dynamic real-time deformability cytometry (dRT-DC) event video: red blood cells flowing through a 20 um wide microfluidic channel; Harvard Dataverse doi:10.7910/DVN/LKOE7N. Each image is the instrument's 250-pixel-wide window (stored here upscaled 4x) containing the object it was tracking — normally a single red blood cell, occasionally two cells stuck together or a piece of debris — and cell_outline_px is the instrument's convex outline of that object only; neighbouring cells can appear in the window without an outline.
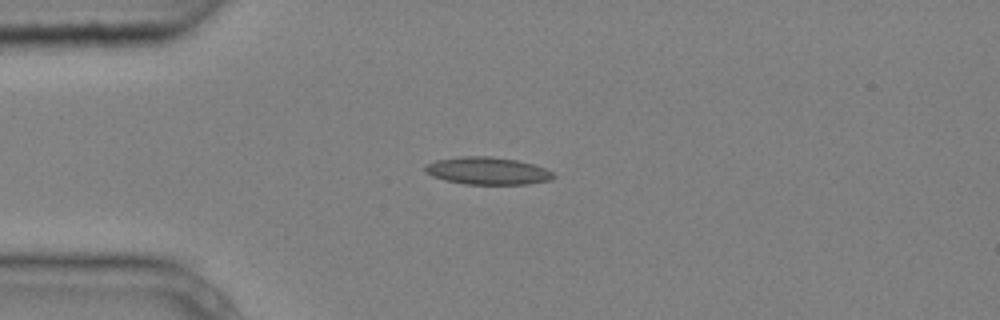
{"species": "common noctule bat (a hibernating species)", "species_latin": "Nyctalus noctula", "temperature_condition": "cold", "stored_images_in_passage": 4, "camera_frame_rate_fps": 3000, "um_per_image_px": 0.085, "animal": {"sex": "male", "body_mass_g": 20.4}, "frame": {"image": 1, "passage_image": 2, "time_ms": 0.333, "image_size_px": [1000, 320], "cell_outline_px": [[556, 176], [552, 180], [528, 184], [464, 184], [444, 180], [432, 176], [424, 168], [424, 164], [436, 160], [460, 156], [492, 156], [516, 160], [532, 164], [544, 168], [552, 172]], "centroid_in_image_um": [41.43, 14.52], "position_along_channel_um": 43.6, "area_um2": 20.58}}
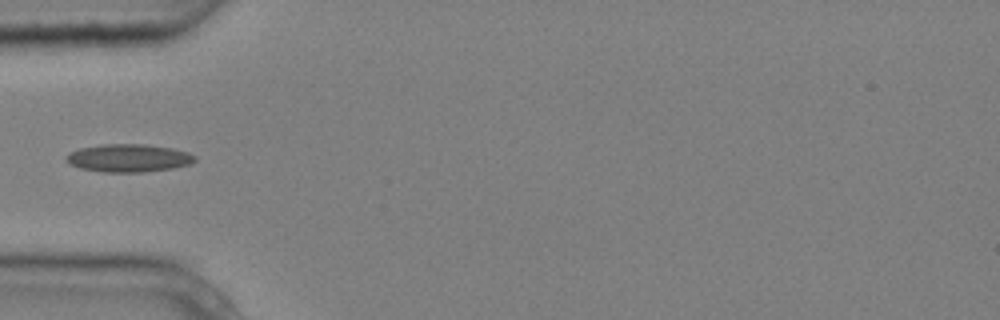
{"frame": {"image": 2, "passage_image": 3, "time_ms": 0.667, "image_size_px": [1000, 320], "cell_outline_px": [[196, 160], [188, 164], [172, 168], [144, 172], [104, 172], [80, 168], [72, 164], [64, 156], [68, 152], [80, 148], [100, 144], [144, 144], [172, 148], [188, 152], [196, 156]], "centroid_in_image_um": [10.92, 13.42], "position_along_channel_um": 74.1, "area_um2": 20.87}}
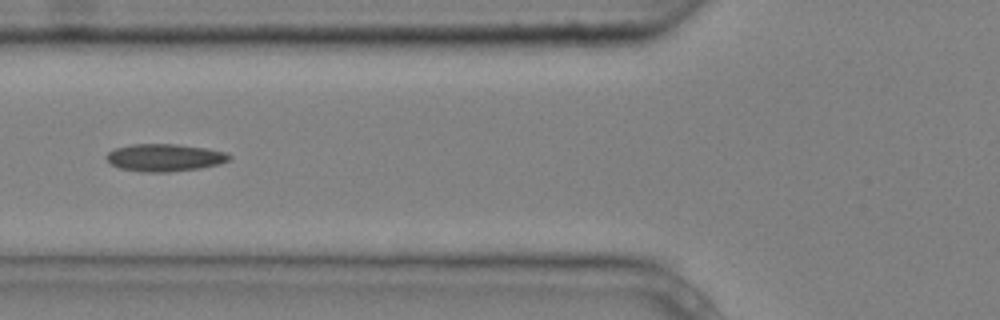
{"frame": {"image": 3, "passage_image": 4, "time_ms": 1.0, "image_size_px": [1000, 320], "cell_outline_px": [[232, 156], [228, 160], [220, 164], [200, 168], [168, 172], [140, 172], [120, 168], [108, 164], [104, 156], [108, 152], [116, 148], [132, 144], [176, 144], [208, 148], [224, 152]], "centroid_in_image_um": [13.95, 13.4], "position_along_channel_um": 111.8, "area_um2": 19.83}}